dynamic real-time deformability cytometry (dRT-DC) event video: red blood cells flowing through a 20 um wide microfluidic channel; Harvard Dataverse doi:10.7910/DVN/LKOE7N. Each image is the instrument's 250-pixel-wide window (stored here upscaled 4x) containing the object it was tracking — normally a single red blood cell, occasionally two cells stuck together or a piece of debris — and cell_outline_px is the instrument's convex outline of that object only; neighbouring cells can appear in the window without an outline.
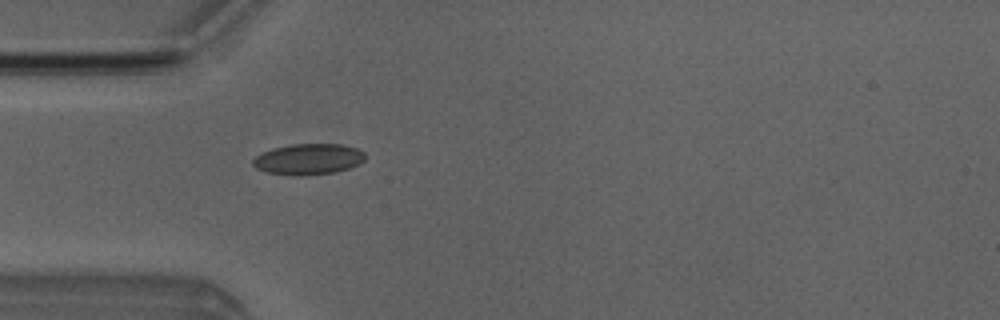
{"species": "Egyptian fruit bat (a non-hibernating species)", "species_latin": "Rousettus aegyptiacus", "temperature_condition": "room temperature", "stored_images_in_passage": 1, "camera_frame_rate_fps": 3000, "um_per_image_px": 0.085, "animal": {"sex": "male"}, "frame": {"image": 1, "passage_image": 1, "time_ms": 0.0, "image_size_px": [1000, 320], "cell_outline_px": [[364, 160], [360, 164], [336, 172], [268, 172], [256, 168], [252, 164], [252, 160], [256, 156], [272, 148], [292, 144], [340, 144], [356, 148], [364, 152]], "centroid_in_image_um": [26.25, 13.46], "position_along_channel_um": 58.7, "area_um2": 19.13}}